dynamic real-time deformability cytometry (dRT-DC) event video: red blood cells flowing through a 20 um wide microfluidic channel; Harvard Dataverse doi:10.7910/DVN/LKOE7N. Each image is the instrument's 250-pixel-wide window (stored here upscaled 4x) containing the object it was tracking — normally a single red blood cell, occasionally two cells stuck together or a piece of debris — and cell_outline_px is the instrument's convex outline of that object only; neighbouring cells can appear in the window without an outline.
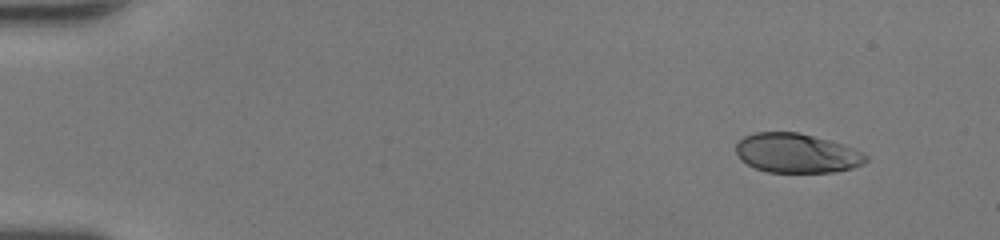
{"species": "human", "species_latin": "Homo sapiens", "temperature_condition": "room temperature", "stored_images_in_passage": 46, "camera_frame_rate_fps": 3000, "um_per_image_px": 0.085, "donor": {"sex": "female"}, "frame": {"image": 1, "passage_image": 1, "time_ms": 0.0, "image_size_px": [1000, 240], "cell_outline_px": [[868, 160], [864, 164], [852, 168], [832, 172], [768, 172], [756, 168], [740, 160], [736, 152], [736, 144], [744, 136], [756, 132], [796, 132], [828, 140], [864, 152], [868, 156]], "centroid_in_image_um": [67.72, 13.02], "position_along_channel_um": 17.3, "area_um2": 29.65}}
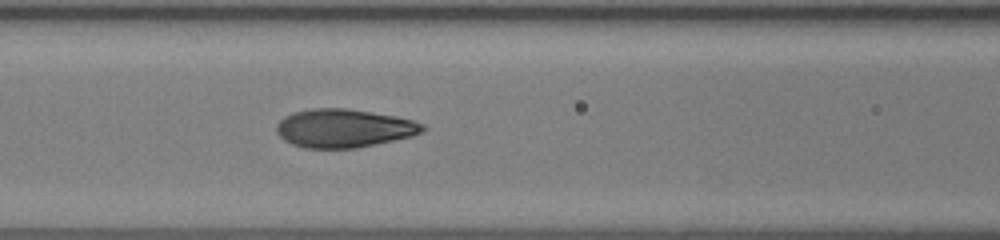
{"frame": {"image": 2, "passage_image": 19, "time_ms": 6.0, "image_size_px": [1000, 240], "cell_outline_px": [[428, 128], [424, 132], [412, 136], [356, 148], [304, 148], [292, 144], [284, 140], [276, 132], [276, 124], [284, 116], [292, 112], [312, 108], [348, 108], [396, 116], [412, 120], [424, 124]], "centroid_in_image_um": [29.23, 10.89], "position_along_channel_um": 137.4, "area_um2": 32.95}}
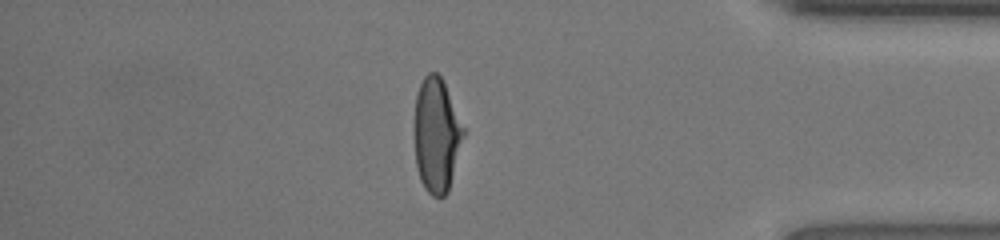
{"frame": {"image": 3, "passage_image": 39, "time_ms": 12.667, "image_size_px": [1000, 240], "cell_outline_px": [[464, 136], [448, 192], [444, 196], [432, 196], [424, 188], [420, 180], [416, 168], [416, 96], [420, 84], [424, 76], [428, 72], [436, 72], [440, 76], [444, 84], [464, 128]], "centroid_in_image_um": [37.11, 11.51], "position_along_channel_um": 398.1, "area_um2": 32.02}, "authors_computed_cell_mechanics": {"area_um2": 32.9749, "velocity_mm_per_s": 4.3145, "shape_relaxation_time_tau1_ms": 4.3483, "shape_relaxation_time_tau2_ms": null, "deformation_change_tau1": 0.2256, "deformation_change_tau2": null}}